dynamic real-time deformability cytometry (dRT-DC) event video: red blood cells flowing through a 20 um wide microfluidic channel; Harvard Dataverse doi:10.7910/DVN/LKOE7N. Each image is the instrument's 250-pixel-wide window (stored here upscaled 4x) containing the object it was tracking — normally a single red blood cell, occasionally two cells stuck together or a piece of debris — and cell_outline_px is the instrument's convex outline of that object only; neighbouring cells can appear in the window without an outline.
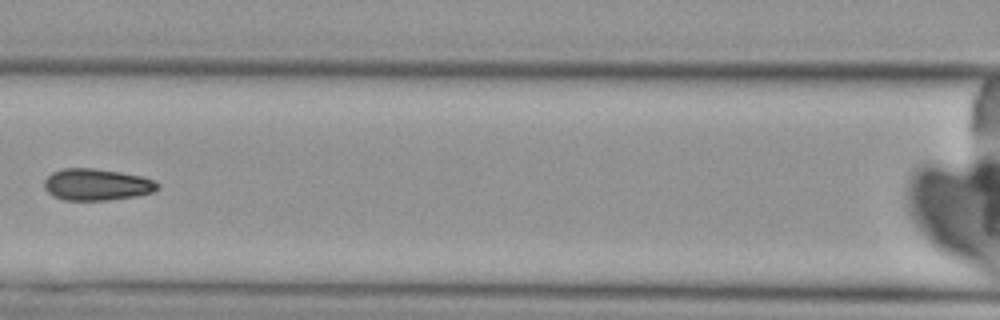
{"species": "Egyptian fruit bat (a non-hibernating species)", "species_latin": "Rousettus aegyptiacus", "temperature_condition": "cold", "stored_images_in_passage": 8, "segment_of_instrument_passage": [1, 2], "camera_frame_rate_fps": 3000, "um_per_image_px": 0.085, "animal": {"sex": "female"}, "frame": {"image": 1, "passage_image": 6, "time_ms": 6.667, "image_size_px": [1000, 320], "cell_outline_px": [[160, 188], [152, 192], [136, 196], [108, 200], [64, 200], [52, 196], [44, 188], [44, 180], [52, 172], [64, 168], [92, 168], [120, 172], [140, 176], [156, 180], [160, 184]], "centroid_in_image_um": [8.23, 15.69], "position_along_channel_um": 158.4, "area_um2": 21.04}}
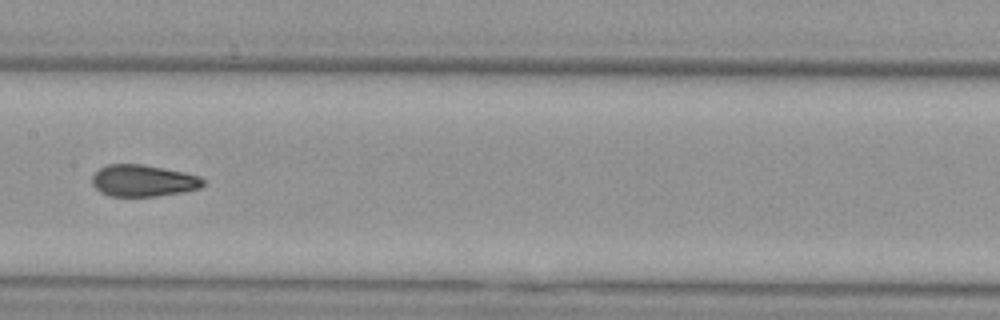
{"frame": {"image": 2, "passage_image": 7, "time_ms": 7.667, "image_size_px": [1000, 320], "cell_outline_px": [[204, 184], [200, 188], [180, 192], [156, 196], [112, 196], [100, 192], [92, 184], [92, 176], [100, 168], [108, 164], [140, 164], [164, 168], [184, 172], [200, 176], [204, 180]], "centroid_in_image_um": [12.17, 15.35], "position_along_channel_um": 195.2, "area_um2": 20.4}}